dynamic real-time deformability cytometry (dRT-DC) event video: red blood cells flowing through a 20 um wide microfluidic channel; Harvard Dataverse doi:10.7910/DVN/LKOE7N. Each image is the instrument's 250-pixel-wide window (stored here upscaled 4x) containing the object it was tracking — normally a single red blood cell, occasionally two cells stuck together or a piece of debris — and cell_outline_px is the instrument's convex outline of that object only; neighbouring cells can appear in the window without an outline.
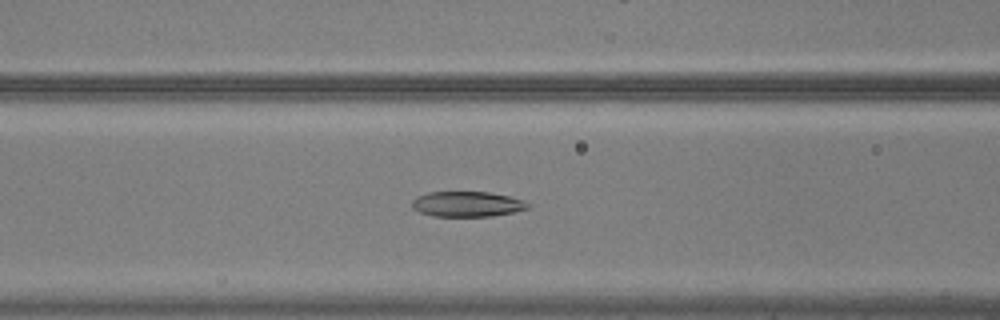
{"species": "common noctule bat (a hibernating species)", "species_latin": "Nyctalus noctula", "temperature_condition": "warm", "stored_images_in_passage": 30, "camera_frame_rate_fps": 3000, "um_per_image_px": 0.085, "animal": {"sex": "male", "body_mass_g": 20.5, "forearm_length_mm": 52.5}, "frame": {"image": 1, "passage_image": 6, "time_ms": 1.667, "image_size_px": [1000, 320], "cell_outline_px": [[528, 208], [512, 212], [492, 216], [432, 216], [420, 212], [412, 208], [412, 200], [416, 196], [428, 192], [488, 192], [508, 196], [524, 200], [528, 204]], "centroid_in_image_um": [39.66, 17.34], "position_along_channel_um": 126.9, "area_um2": 16.99}}
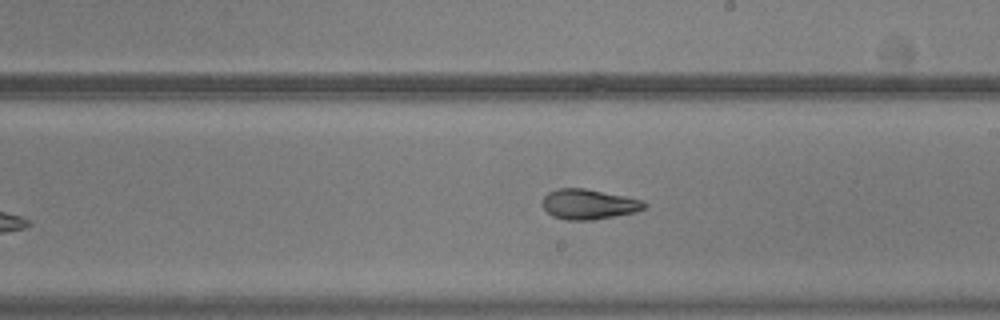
{"frame": {"image": 2, "passage_image": 15, "time_ms": 4.667, "image_size_px": [1000, 320], "cell_outline_px": [[648, 208], [636, 212], [592, 220], [564, 220], [552, 216], [544, 208], [544, 196], [548, 192], [560, 188], [584, 188], [640, 200], [648, 204]], "centroid_in_image_um": [50.05, 17.37], "position_along_channel_um": 239.0, "area_um2": 17.69}}
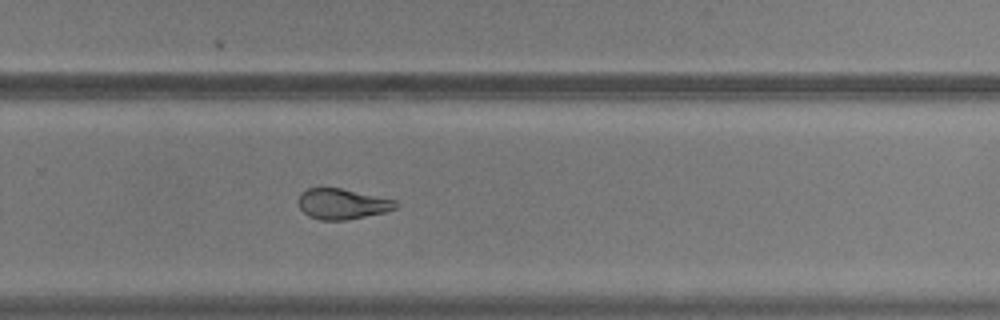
{"frame": {"image": 3, "passage_image": 20, "time_ms": 6.333, "image_size_px": [1000, 320], "cell_outline_px": [[400, 204], [396, 208], [384, 212], [344, 220], [320, 220], [308, 216], [300, 208], [296, 200], [300, 192], [308, 188], [340, 188], [396, 200]], "centroid_in_image_um": [29.05, 17.33], "position_along_channel_um": 300.7, "area_um2": 17.34}, "authors_computed_cell_mechanics": {"area_um2": 17.7735, "velocity_mm_per_s": 3.7384, "shape_relaxation_time_tau1_ms": 6.4561, "shape_relaxation_time_tau2_ms": 2.3735, "deformation_change_tau1": 0.1981, "deformation_change_tau2": 0.0953}}